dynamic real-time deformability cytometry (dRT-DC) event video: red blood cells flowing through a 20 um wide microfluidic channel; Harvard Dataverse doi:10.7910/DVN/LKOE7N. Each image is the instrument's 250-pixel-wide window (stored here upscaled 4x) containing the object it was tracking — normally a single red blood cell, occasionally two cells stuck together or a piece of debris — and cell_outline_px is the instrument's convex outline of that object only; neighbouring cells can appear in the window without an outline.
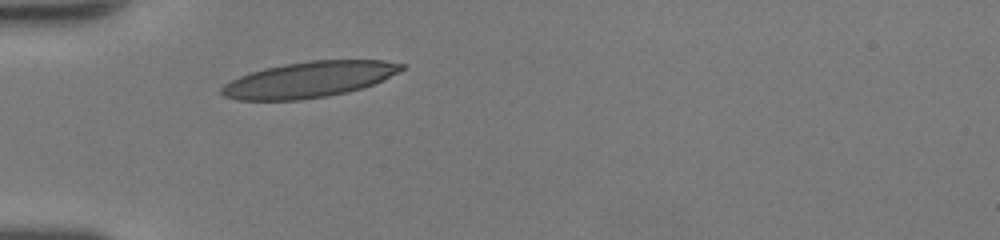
{"species": "human", "species_latin": "Homo sapiens", "temperature_condition": "room temperature", "stored_images_in_passage": 27, "camera_frame_rate_fps": 3000, "um_per_image_px": 0.085, "donor": {"sex": "female"}, "frame": {"image": 1, "passage_image": 1, "time_ms": 0.0, "image_size_px": [1000, 240], "cell_outline_px": [[404, 68], [372, 84], [360, 88], [328, 96], [300, 100], [236, 100], [224, 96], [220, 92], [220, 88], [224, 84], [240, 76], [264, 68], [284, 64], [312, 60], [384, 60], [404, 64]], "centroid_in_image_um": [26.21, 6.76], "position_along_channel_um": 58.8, "area_um2": 37.11}}
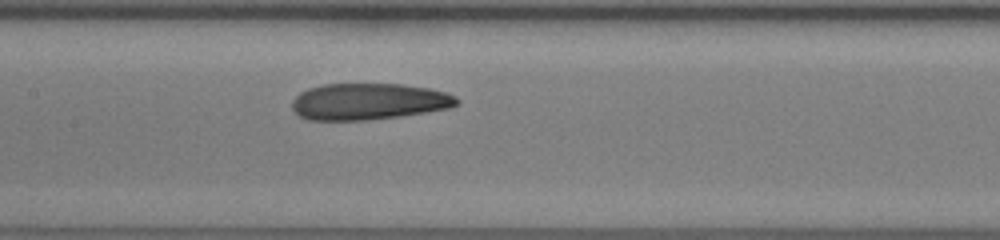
{"frame": {"image": 2, "passage_image": 10, "time_ms": 3.0, "image_size_px": [1000, 240], "cell_outline_px": [[460, 104], [448, 108], [400, 116], [368, 120], [308, 120], [300, 116], [292, 108], [292, 100], [300, 92], [308, 88], [324, 84], [400, 84], [428, 88], [444, 92], [456, 96], [460, 100]], "centroid_in_image_um": [31.33, 8.63], "position_along_channel_um": 176.1, "area_um2": 35.03}}
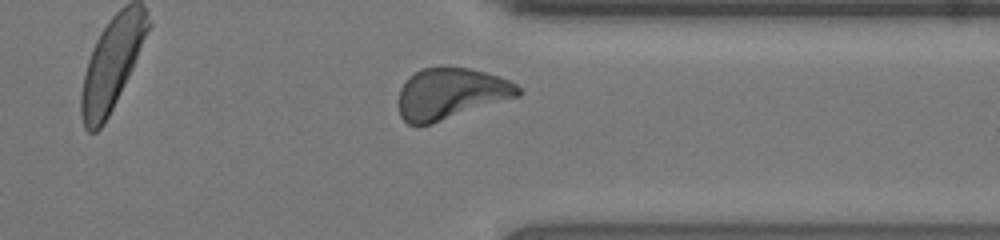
{"frame": {"image": 3, "passage_image": 24, "time_ms": 7.667, "image_size_px": [1000, 240], "cell_outline_px": [[520, 96], [432, 124], [408, 124], [400, 116], [400, 88], [408, 76], [420, 68], [440, 64], [472, 68], [508, 80], [516, 84], [520, 88]], "centroid_in_image_um": [38.3, 7.91], "position_along_channel_um": 373.1, "area_um2": 36.13}, "authors_computed_cell_mechanics": {"area_um2": 35.3736, "velocity_mm_per_s": 4.2325, "shape_relaxation_time_tau1_ms": 10.5693, "shape_relaxation_time_tau2_ms": 2.7235, "deformation_change_tau1": 0.2827, "deformation_change_tau2": 0.0886}}